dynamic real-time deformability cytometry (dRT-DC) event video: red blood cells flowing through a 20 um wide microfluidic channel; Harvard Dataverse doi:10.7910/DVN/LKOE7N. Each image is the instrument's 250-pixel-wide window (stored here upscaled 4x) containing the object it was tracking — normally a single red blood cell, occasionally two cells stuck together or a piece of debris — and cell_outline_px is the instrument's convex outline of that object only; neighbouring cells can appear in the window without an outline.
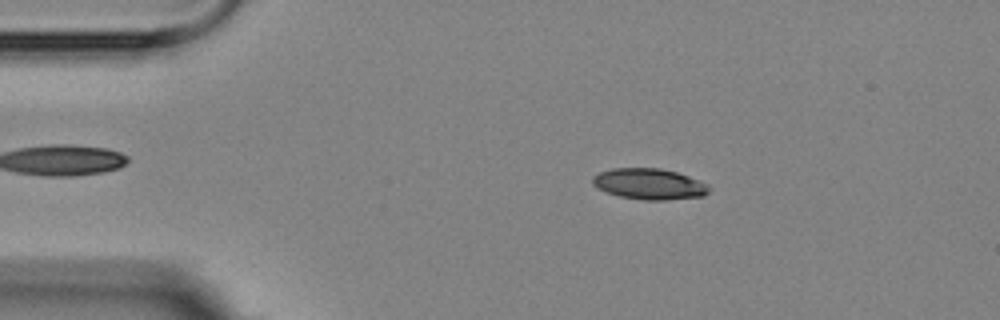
{"species": "Egyptian fruit bat (a non-hibernating species)", "species_latin": "Rousettus aegyptiacus", "temperature_condition": "room temperature", "stored_images_in_passage": 15, "camera_frame_rate_fps": 3000, "um_per_image_px": 0.085, "animal": {"sex": "female"}, "frame": {"image": 1, "passage_image": 2, "time_ms": 1.0, "image_size_px": [1000, 320], "cell_outline_px": [[708, 192], [704, 196], [664, 200], [644, 200], [620, 196], [608, 192], [592, 184], [592, 176], [600, 172], [612, 168], [660, 168], [676, 172], [688, 176], [708, 184]], "centroid_in_image_um": [55.18, 15.63], "position_along_channel_um": 29.8, "area_um2": 20.81}}
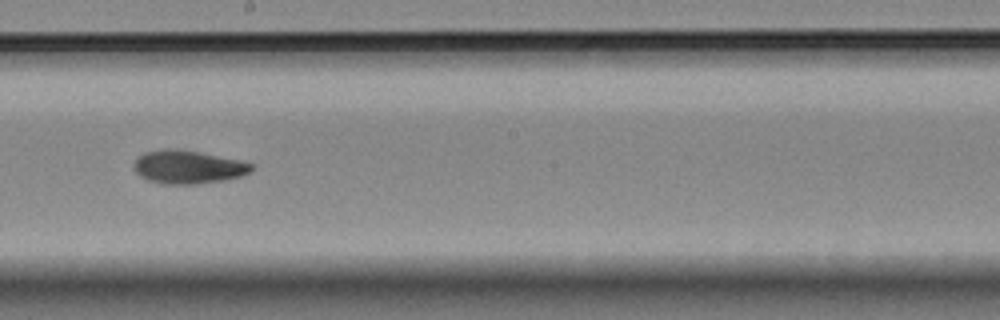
{"frame": {"image": 2, "passage_image": 8, "time_ms": 8.0, "image_size_px": [1000, 320], "cell_outline_px": [[252, 168], [248, 172], [240, 176], [224, 180], [196, 184], [164, 184], [148, 180], [140, 176], [132, 168], [132, 164], [144, 152], [168, 148], [176, 148], [240, 160], [252, 164]], "centroid_in_image_um": [15.93, 14.19], "position_along_channel_um": 232.3, "area_um2": 22.66}}
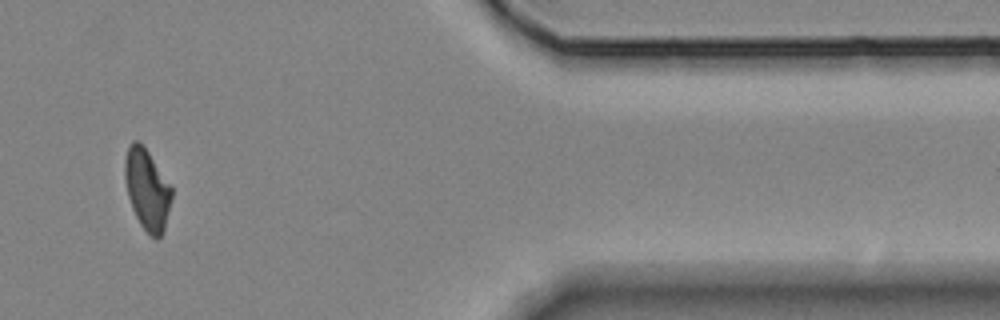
{"frame": {"image": 3, "passage_image": 13, "time_ms": 13.667, "image_size_px": [1000, 320], "cell_outline_px": [[172, 196], [164, 232], [156, 240], [140, 224], [132, 208], [128, 196], [124, 176], [124, 160], [128, 144], [132, 140], [136, 140], [148, 152], [172, 188]], "centroid_in_image_um": [12.49, 16.1], "position_along_channel_um": 398.9, "area_um2": 21.85}, "authors_computed_cell_mechanics": {"area_um2": 21.8484, "velocity_mm_per_s": 3.5755, "shape_relaxation_time_tau1_ms": 7.9723, "shape_relaxation_time_tau2_ms": 2.2506, "deformation_change_tau1": 0.1581, "deformation_change_tau2": 0.0666}}